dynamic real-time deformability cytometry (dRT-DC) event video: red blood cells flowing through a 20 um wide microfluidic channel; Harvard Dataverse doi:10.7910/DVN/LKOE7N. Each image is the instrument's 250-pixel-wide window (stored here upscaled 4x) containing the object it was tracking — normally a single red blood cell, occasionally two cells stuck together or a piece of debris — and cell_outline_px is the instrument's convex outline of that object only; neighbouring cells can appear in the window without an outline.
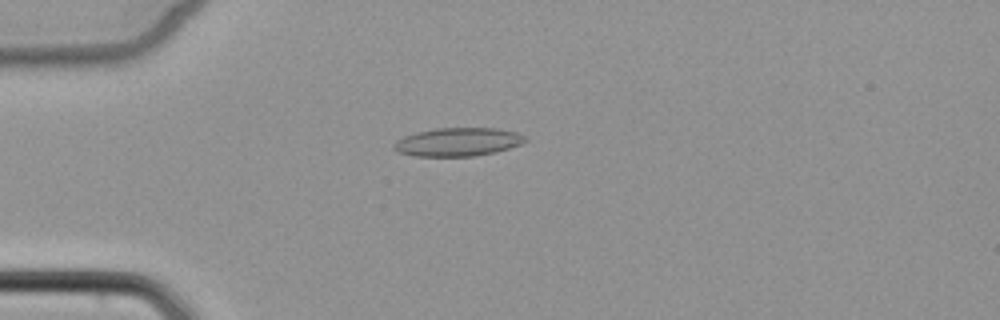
{"species": "common noctule bat (a hibernating species)", "species_latin": "Nyctalus noctula", "temperature_condition": "cold", "stored_images_in_passage": 6, "camera_frame_rate_fps": 3000, "um_per_image_px": 0.085, "animal": {"sex": "female", "body_mass_g": 22.7, "forearm_length_mm": 54.2}, "frame": {"image": 1, "passage_image": 4, "time_ms": 4.667, "image_size_px": [1000, 320], "cell_outline_px": [[528, 140], [520, 144], [496, 152], [472, 156], [416, 156], [396, 152], [392, 148], [392, 144], [396, 140], [404, 136], [416, 132], [436, 128], [496, 128], [516, 132], [524, 136]], "centroid_in_image_um": [38.87, 12.06], "position_along_channel_um": 46.1, "area_um2": 21.79}}
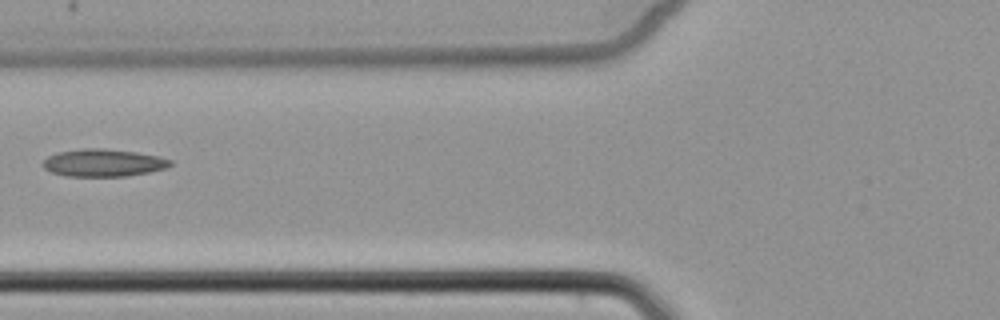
{"frame": {"image": 2, "passage_image": 6, "time_ms": 7.0, "image_size_px": [1000, 320], "cell_outline_px": [[172, 164], [164, 168], [148, 172], [128, 176], [64, 176], [52, 172], [44, 168], [40, 164], [48, 156], [56, 152], [84, 148], [104, 148], [136, 152], [160, 156], [172, 160]], "centroid_in_image_um": [8.75, 13.83], "position_along_channel_um": 117.0, "area_um2": 20.52}}